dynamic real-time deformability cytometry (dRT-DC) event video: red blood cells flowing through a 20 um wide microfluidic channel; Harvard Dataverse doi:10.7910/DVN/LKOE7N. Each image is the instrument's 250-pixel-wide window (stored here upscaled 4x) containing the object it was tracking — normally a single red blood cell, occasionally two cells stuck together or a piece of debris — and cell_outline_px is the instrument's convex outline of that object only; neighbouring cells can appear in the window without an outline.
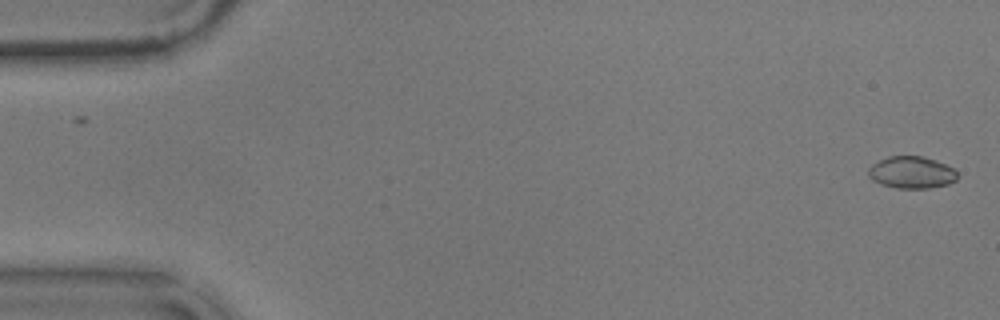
{"species": "common noctule bat (a hibernating species)", "species_latin": "Nyctalus noctula", "temperature_condition": "warm", "stored_images_in_passage": 12, "camera_frame_rate_fps": 3000, "um_per_image_px": 0.085, "animal": {"sex": "male", "body_mass_g": 17.9}, "frame": {"image": 1, "passage_image": 1, "time_ms": 0.0, "image_size_px": [1000, 320], "cell_outline_px": [[956, 180], [948, 184], [928, 188], [896, 188], [880, 184], [872, 180], [868, 176], [868, 168], [872, 164], [888, 156], [924, 156], [936, 160], [952, 168], [956, 172]], "centroid_in_image_um": [77.44, 14.65], "position_along_channel_um": 7.6, "area_um2": 16.59}}